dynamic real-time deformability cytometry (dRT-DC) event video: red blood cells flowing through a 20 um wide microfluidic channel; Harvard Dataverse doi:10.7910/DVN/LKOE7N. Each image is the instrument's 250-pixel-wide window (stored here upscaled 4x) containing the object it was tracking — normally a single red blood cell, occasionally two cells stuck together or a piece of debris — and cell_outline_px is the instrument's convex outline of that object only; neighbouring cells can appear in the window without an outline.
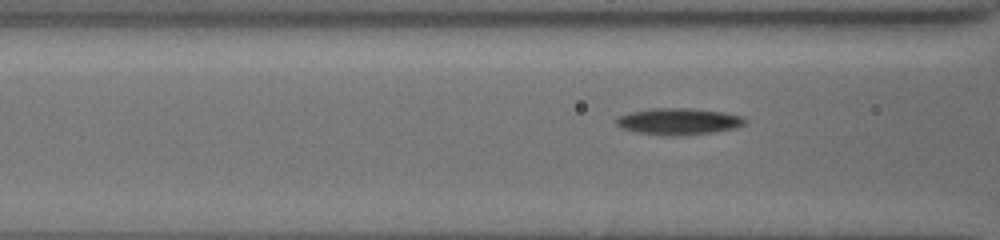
{"species": "common noctule bat (a hibernating species)", "species_latin": "Nyctalus noctula", "temperature_condition": "cold", "stored_images_in_passage": 17, "camera_frame_rate_fps": 3000, "um_per_image_px": 0.085, "animal": {"sex": "female", "body_mass_g": 19.5, "forearm_length_mm": 54.1}, "frame": {"image": 1, "passage_image": 15, "time_ms": 4.667, "image_size_px": [1000, 240], "cell_outline_px": [[748, 120], [744, 124], [736, 128], [708, 132], [676, 136], [640, 132], [624, 128], [616, 124], [616, 116], [628, 112], [652, 108], [692, 108], [724, 112], [744, 116]], "centroid_in_image_um": [57.7, 10.29], "position_along_channel_um": 108.9, "area_um2": 19.77}}